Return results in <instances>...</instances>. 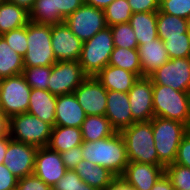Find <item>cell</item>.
<instances>
[{
	"instance_id": "obj_1",
	"label": "cell",
	"mask_w": 190,
	"mask_h": 190,
	"mask_svg": "<svg viewBox=\"0 0 190 190\" xmlns=\"http://www.w3.org/2000/svg\"><path fill=\"white\" fill-rule=\"evenodd\" d=\"M82 156L95 165L108 169L121 177L129 163L126 144L120 132L96 141L83 142Z\"/></svg>"
},
{
	"instance_id": "obj_2",
	"label": "cell",
	"mask_w": 190,
	"mask_h": 190,
	"mask_svg": "<svg viewBox=\"0 0 190 190\" xmlns=\"http://www.w3.org/2000/svg\"><path fill=\"white\" fill-rule=\"evenodd\" d=\"M151 124L159 165L165 168L174 163L180 142L190 128L177 120L161 117H154Z\"/></svg>"
},
{
	"instance_id": "obj_3",
	"label": "cell",
	"mask_w": 190,
	"mask_h": 190,
	"mask_svg": "<svg viewBox=\"0 0 190 190\" xmlns=\"http://www.w3.org/2000/svg\"><path fill=\"white\" fill-rule=\"evenodd\" d=\"M129 161L159 165L150 121L135 122L120 131Z\"/></svg>"
},
{
	"instance_id": "obj_4",
	"label": "cell",
	"mask_w": 190,
	"mask_h": 190,
	"mask_svg": "<svg viewBox=\"0 0 190 190\" xmlns=\"http://www.w3.org/2000/svg\"><path fill=\"white\" fill-rule=\"evenodd\" d=\"M154 117L177 120L190 128V93L153 85Z\"/></svg>"
},
{
	"instance_id": "obj_5",
	"label": "cell",
	"mask_w": 190,
	"mask_h": 190,
	"mask_svg": "<svg viewBox=\"0 0 190 190\" xmlns=\"http://www.w3.org/2000/svg\"><path fill=\"white\" fill-rule=\"evenodd\" d=\"M113 49V36L109 26L84 41L78 60L84 73L87 76H96L108 65Z\"/></svg>"
},
{
	"instance_id": "obj_6",
	"label": "cell",
	"mask_w": 190,
	"mask_h": 190,
	"mask_svg": "<svg viewBox=\"0 0 190 190\" xmlns=\"http://www.w3.org/2000/svg\"><path fill=\"white\" fill-rule=\"evenodd\" d=\"M27 45L24 67L52 66L57 62L52 50L51 25L30 21L27 24Z\"/></svg>"
},
{
	"instance_id": "obj_7",
	"label": "cell",
	"mask_w": 190,
	"mask_h": 190,
	"mask_svg": "<svg viewBox=\"0 0 190 190\" xmlns=\"http://www.w3.org/2000/svg\"><path fill=\"white\" fill-rule=\"evenodd\" d=\"M52 126L26 112L9 118V136L12 140L38 148L48 146Z\"/></svg>"
},
{
	"instance_id": "obj_8",
	"label": "cell",
	"mask_w": 190,
	"mask_h": 190,
	"mask_svg": "<svg viewBox=\"0 0 190 190\" xmlns=\"http://www.w3.org/2000/svg\"><path fill=\"white\" fill-rule=\"evenodd\" d=\"M31 89L22 74L0 79V111L8 118L26 113Z\"/></svg>"
},
{
	"instance_id": "obj_9",
	"label": "cell",
	"mask_w": 190,
	"mask_h": 190,
	"mask_svg": "<svg viewBox=\"0 0 190 190\" xmlns=\"http://www.w3.org/2000/svg\"><path fill=\"white\" fill-rule=\"evenodd\" d=\"M64 22L82 42L107 27L104 10L86 3L77 8Z\"/></svg>"
},
{
	"instance_id": "obj_10",
	"label": "cell",
	"mask_w": 190,
	"mask_h": 190,
	"mask_svg": "<svg viewBox=\"0 0 190 190\" xmlns=\"http://www.w3.org/2000/svg\"><path fill=\"white\" fill-rule=\"evenodd\" d=\"M87 77L79 61H57L51 66L48 91L55 96L71 94Z\"/></svg>"
},
{
	"instance_id": "obj_11",
	"label": "cell",
	"mask_w": 190,
	"mask_h": 190,
	"mask_svg": "<svg viewBox=\"0 0 190 190\" xmlns=\"http://www.w3.org/2000/svg\"><path fill=\"white\" fill-rule=\"evenodd\" d=\"M149 78L152 85H163L190 93V57L169 59Z\"/></svg>"
},
{
	"instance_id": "obj_12",
	"label": "cell",
	"mask_w": 190,
	"mask_h": 190,
	"mask_svg": "<svg viewBox=\"0 0 190 190\" xmlns=\"http://www.w3.org/2000/svg\"><path fill=\"white\" fill-rule=\"evenodd\" d=\"M107 92L95 76H88L73 93L87 116H105Z\"/></svg>"
},
{
	"instance_id": "obj_13",
	"label": "cell",
	"mask_w": 190,
	"mask_h": 190,
	"mask_svg": "<svg viewBox=\"0 0 190 190\" xmlns=\"http://www.w3.org/2000/svg\"><path fill=\"white\" fill-rule=\"evenodd\" d=\"M38 147L17 142L9 136L8 149L3 163L18 179L32 175Z\"/></svg>"
},
{
	"instance_id": "obj_14",
	"label": "cell",
	"mask_w": 190,
	"mask_h": 190,
	"mask_svg": "<svg viewBox=\"0 0 190 190\" xmlns=\"http://www.w3.org/2000/svg\"><path fill=\"white\" fill-rule=\"evenodd\" d=\"M51 43L56 61H78L83 42L65 22L51 25Z\"/></svg>"
},
{
	"instance_id": "obj_15",
	"label": "cell",
	"mask_w": 190,
	"mask_h": 190,
	"mask_svg": "<svg viewBox=\"0 0 190 190\" xmlns=\"http://www.w3.org/2000/svg\"><path fill=\"white\" fill-rule=\"evenodd\" d=\"M132 118L136 122L150 121L153 112V85L149 77H140L128 91Z\"/></svg>"
},
{
	"instance_id": "obj_16",
	"label": "cell",
	"mask_w": 190,
	"mask_h": 190,
	"mask_svg": "<svg viewBox=\"0 0 190 190\" xmlns=\"http://www.w3.org/2000/svg\"><path fill=\"white\" fill-rule=\"evenodd\" d=\"M66 171L67 168L59 152L48 146L38 148L33 172L35 176L53 188Z\"/></svg>"
},
{
	"instance_id": "obj_17",
	"label": "cell",
	"mask_w": 190,
	"mask_h": 190,
	"mask_svg": "<svg viewBox=\"0 0 190 190\" xmlns=\"http://www.w3.org/2000/svg\"><path fill=\"white\" fill-rule=\"evenodd\" d=\"M164 173L163 166L129 161L121 178L135 190H151Z\"/></svg>"
},
{
	"instance_id": "obj_18",
	"label": "cell",
	"mask_w": 190,
	"mask_h": 190,
	"mask_svg": "<svg viewBox=\"0 0 190 190\" xmlns=\"http://www.w3.org/2000/svg\"><path fill=\"white\" fill-rule=\"evenodd\" d=\"M105 116L111 126L118 132L135 123L136 121L131 114L128 93L108 91Z\"/></svg>"
},
{
	"instance_id": "obj_19",
	"label": "cell",
	"mask_w": 190,
	"mask_h": 190,
	"mask_svg": "<svg viewBox=\"0 0 190 190\" xmlns=\"http://www.w3.org/2000/svg\"><path fill=\"white\" fill-rule=\"evenodd\" d=\"M86 116L74 93L57 96L55 126L80 128Z\"/></svg>"
},
{
	"instance_id": "obj_20",
	"label": "cell",
	"mask_w": 190,
	"mask_h": 190,
	"mask_svg": "<svg viewBox=\"0 0 190 190\" xmlns=\"http://www.w3.org/2000/svg\"><path fill=\"white\" fill-rule=\"evenodd\" d=\"M137 51L142 68V77H149L169 60L164 43L159 38L138 46Z\"/></svg>"
},
{
	"instance_id": "obj_21",
	"label": "cell",
	"mask_w": 190,
	"mask_h": 190,
	"mask_svg": "<svg viewBox=\"0 0 190 190\" xmlns=\"http://www.w3.org/2000/svg\"><path fill=\"white\" fill-rule=\"evenodd\" d=\"M57 96L47 90L31 89L28 113L55 126Z\"/></svg>"
},
{
	"instance_id": "obj_22",
	"label": "cell",
	"mask_w": 190,
	"mask_h": 190,
	"mask_svg": "<svg viewBox=\"0 0 190 190\" xmlns=\"http://www.w3.org/2000/svg\"><path fill=\"white\" fill-rule=\"evenodd\" d=\"M107 91L128 93L138 76L130 71L112 65L105 66L96 76Z\"/></svg>"
},
{
	"instance_id": "obj_23",
	"label": "cell",
	"mask_w": 190,
	"mask_h": 190,
	"mask_svg": "<svg viewBox=\"0 0 190 190\" xmlns=\"http://www.w3.org/2000/svg\"><path fill=\"white\" fill-rule=\"evenodd\" d=\"M74 170L83 182L97 190H105L117 178L108 169L84 159Z\"/></svg>"
},
{
	"instance_id": "obj_24",
	"label": "cell",
	"mask_w": 190,
	"mask_h": 190,
	"mask_svg": "<svg viewBox=\"0 0 190 190\" xmlns=\"http://www.w3.org/2000/svg\"><path fill=\"white\" fill-rule=\"evenodd\" d=\"M138 42V46L158 38L157 12L133 13L129 21Z\"/></svg>"
},
{
	"instance_id": "obj_25",
	"label": "cell",
	"mask_w": 190,
	"mask_h": 190,
	"mask_svg": "<svg viewBox=\"0 0 190 190\" xmlns=\"http://www.w3.org/2000/svg\"><path fill=\"white\" fill-rule=\"evenodd\" d=\"M83 143L82 132L77 127L54 126L48 147L59 153L65 152Z\"/></svg>"
},
{
	"instance_id": "obj_26",
	"label": "cell",
	"mask_w": 190,
	"mask_h": 190,
	"mask_svg": "<svg viewBox=\"0 0 190 190\" xmlns=\"http://www.w3.org/2000/svg\"><path fill=\"white\" fill-rule=\"evenodd\" d=\"M29 22V12L25 8L7 0L0 5V35L23 27Z\"/></svg>"
},
{
	"instance_id": "obj_27",
	"label": "cell",
	"mask_w": 190,
	"mask_h": 190,
	"mask_svg": "<svg viewBox=\"0 0 190 190\" xmlns=\"http://www.w3.org/2000/svg\"><path fill=\"white\" fill-rule=\"evenodd\" d=\"M83 142L96 141L113 135L116 130L106 116H86L80 127Z\"/></svg>"
},
{
	"instance_id": "obj_28",
	"label": "cell",
	"mask_w": 190,
	"mask_h": 190,
	"mask_svg": "<svg viewBox=\"0 0 190 190\" xmlns=\"http://www.w3.org/2000/svg\"><path fill=\"white\" fill-rule=\"evenodd\" d=\"M23 69V57L0 35V79L22 74Z\"/></svg>"
},
{
	"instance_id": "obj_29",
	"label": "cell",
	"mask_w": 190,
	"mask_h": 190,
	"mask_svg": "<svg viewBox=\"0 0 190 190\" xmlns=\"http://www.w3.org/2000/svg\"><path fill=\"white\" fill-rule=\"evenodd\" d=\"M189 20L174 15L157 11L158 38L162 41L165 37L181 36L188 33Z\"/></svg>"
},
{
	"instance_id": "obj_30",
	"label": "cell",
	"mask_w": 190,
	"mask_h": 190,
	"mask_svg": "<svg viewBox=\"0 0 190 190\" xmlns=\"http://www.w3.org/2000/svg\"><path fill=\"white\" fill-rule=\"evenodd\" d=\"M108 65L130 71L139 78L142 77V68L137 49L114 47Z\"/></svg>"
},
{
	"instance_id": "obj_31",
	"label": "cell",
	"mask_w": 190,
	"mask_h": 190,
	"mask_svg": "<svg viewBox=\"0 0 190 190\" xmlns=\"http://www.w3.org/2000/svg\"><path fill=\"white\" fill-rule=\"evenodd\" d=\"M29 18L37 24L55 25L64 22L55 12L54 0H35Z\"/></svg>"
},
{
	"instance_id": "obj_32",
	"label": "cell",
	"mask_w": 190,
	"mask_h": 190,
	"mask_svg": "<svg viewBox=\"0 0 190 190\" xmlns=\"http://www.w3.org/2000/svg\"><path fill=\"white\" fill-rule=\"evenodd\" d=\"M104 10L107 26L128 23L133 11L127 0H114Z\"/></svg>"
},
{
	"instance_id": "obj_33",
	"label": "cell",
	"mask_w": 190,
	"mask_h": 190,
	"mask_svg": "<svg viewBox=\"0 0 190 190\" xmlns=\"http://www.w3.org/2000/svg\"><path fill=\"white\" fill-rule=\"evenodd\" d=\"M163 43L169 59L190 57L189 33H183L181 36L165 37Z\"/></svg>"
},
{
	"instance_id": "obj_34",
	"label": "cell",
	"mask_w": 190,
	"mask_h": 190,
	"mask_svg": "<svg viewBox=\"0 0 190 190\" xmlns=\"http://www.w3.org/2000/svg\"><path fill=\"white\" fill-rule=\"evenodd\" d=\"M51 66L24 67L22 75L32 89L48 91Z\"/></svg>"
},
{
	"instance_id": "obj_35",
	"label": "cell",
	"mask_w": 190,
	"mask_h": 190,
	"mask_svg": "<svg viewBox=\"0 0 190 190\" xmlns=\"http://www.w3.org/2000/svg\"><path fill=\"white\" fill-rule=\"evenodd\" d=\"M114 47L137 49L138 42L130 23H121L110 26Z\"/></svg>"
},
{
	"instance_id": "obj_36",
	"label": "cell",
	"mask_w": 190,
	"mask_h": 190,
	"mask_svg": "<svg viewBox=\"0 0 190 190\" xmlns=\"http://www.w3.org/2000/svg\"><path fill=\"white\" fill-rule=\"evenodd\" d=\"M165 174L175 190H190V168L180 164L165 167Z\"/></svg>"
},
{
	"instance_id": "obj_37",
	"label": "cell",
	"mask_w": 190,
	"mask_h": 190,
	"mask_svg": "<svg viewBox=\"0 0 190 190\" xmlns=\"http://www.w3.org/2000/svg\"><path fill=\"white\" fill-rule=\"evenodd\" d=\"M8 45L22 57L25 56L27 45V25L11 30L1 35Z\"/></svg>"
},
{
	"instance_id": "obj_38",
	"label": "cell",
	"mask_w": 190,
	"mask_h": 190,
	"mask_svg": "<svg viewBox=\"0 0 190 190\" xmlns=\"http://www.w3.org/2000/svg\"><path fill=\"white\" fill-rule=\"evenodd\" d=\"M159 10L190 20V0H160Z\"/></svg>"
},
{
	"instance_id": "obj_39",
	"label": "cell",
	"mask_w": 190,
	"mask_h": 190,
	"mask_svg": "<svg viewBox=\"0 0 190 190\" xmlns=\"http://www.w3.org/2000/svg\"><path fill=\"white\" fill-rule=\"evenodd\" d=\"M83 181L75 170H67L65 175L54 185L53 190H78Z\"/></svg>"
},
{
	"instance_id": "obj_40",
	"label": "cell",
	"mask_w": 190,
	"mask_h": 190,
	"mask_svg": "<svg viewBox=\"0 0 190 190\" xmlns=\"http://www.w3.org/2000/svg\"><path fill=\"white\" fill-rule=\"evenodd\" d=\"M16 190H53L34 174L18 179Z\"/></svg>"
},
{
	"instance_id": "obj_41",
	"label": "cell",
	"mask_w": 190,
	"mask_h": 190,
	"mask_svg": "<svg viewBox=\"0 0 190 190\" xmlns=\"http://www.w3.org/2000/svg\"><path fill=\"white\" fill-rule=\"evenodd\" d=\"M55 12L63 20L79 8L84 0H54Z\"/></svg>"
},
{
	"instance_id": "obj_42",
	"label": "cell",
	"mask_w": 190,
	"mask_h": 190,
	"mask_svg": "<svg viewBox=\"0 0 190 190\" xmlns=\"http://www.w3.org/2000/svg\"><path fill=\"white\" fill-rule=\"evenodd\" d=\"M174 164L190 168V130L180 142Z\"/></svg>"
},
{
	"instance_id": "obj_43",
	"label": "cell",
	"mask_w": 190,
	"mask_h": 190,
	"mask_svg": "<svg viewBox=\"0 0 190 190\" xmlns=\"http://www.w3.org/2000/svg\"><path fill=\"white\" fill-rule=\"evenodd\" d=\"M60 154L67 170H74L77 164L83 160L81 145Z\"/></svg>"
},
{
	"instance_id": "obj_44",
	"label": "cell",
	"mask_w": 190,
	"mask_h": 190,
	"mask_svg": "<svg viewBox=\"0 0 190 190\" xmlns=\"http://www.w3.org/2000/svg\"><path fill=\"white\" fill-rule=\"evenodd\" d=\"M133 13L157 12L160 0H127Z\"/></svg>"
},
{
	"instance_id": "obj_45",
	"label": "cell",
	"mask_w": 190,
	"mask_h": 190,
	"mask_svg": "<svg viewBox=\"0 0 190 190\" xmlns=\"http://www.w3.org/2000/svg\"><path fill=\"white\" fill-rule=\"evenodd\" d=\"M18 178L5 166L0 164V190H16Z\"/></svg>"
},
{
	"instance_id": "obj_46",
	"label": "cell",
	"mask_w": 190,
	"mask_h": 190,
	"mask_svg": "<svg viewBox=\"0 0 190 190\" xmlns=\"http://www.w3.org/2000/svg\"><path fill=\"white\" fill-rule=\"evenodd\" d=\"M151 190H175L170 179L164 173L154 184Z\"/></svg>"
},
{
	"instance_id": "obj_47",
	"label": "cell",
	"mask_w": 190,
	"mask_h": 190,
	"mask_svg": "<svg viewBox=\"0 0 190 190\" xmlns=\"http://www.w3.org/2000/svg\"><path fill=\"white\" fill-rule=\"evenodd\" d=\"M105 190H135L128 185L121 177H117Z\"/></svg>"
},
{
	"instance_id": "obj_48",
	"label": "cell",
	"mask_w": 190,
	"mask_h": 190,
	"mask_svg": "<svg viewBox=\"0 0 190 190\" xmlns=\"http://www.w3.org/2000/svg\"><path fill=\"white\" fill-rule=\"evenodd\" d=\"M9 135V118L0 111V138Z\"/></svg>"
},
{
	"instance_id": "obj_49",
	"label": "cell",
	"mask_w": 190,
	"mask_h": 190,
	"mask_svg": "<svg viewBox=\"0 0 190 190\" xmlns=\"http://www.w3.org/2000/svg\"><path fill=\"white\" fill-rule=\"evenodd\" d=\"M114 0H84V3L94 6L95 8L104 9Z\"/></svg>"
},
{
	"instance_id": "obj_50",
	"label": "cell",
	"mask_w": 190,
	"mask_h": 190,
	"mask_svg": "<svg viewBox=\"0 0 190 190\" xmlns=\"http://www.w3.org/2000/svg\"><path fill=\"white\" fill-rule=\"evenodd\" d=\"M8 144H9V135L0 138V164H3V160L8 149Z\"/></svg>"
},
{
	"instance_id": "obj_51",
	"label": "cell",
	"mask_w": 190,
	"mask_h": 190,
	"mask_svg": "<svg viewBox=\"0 0 190 190\" xmlns=\"http://www.w3.org/2000/svg\"><path fill=\"white\" fill-rule=\"evenodd\" d=\"M10 3H14L22 8H25L28 12L33 8L35 0H7Z\"/></svg>"
},
{
	"instance_id": "obj_52",
	"label": "cell",
	"mask_w": 190,
	"mask_h": 190,
	"mask_svg": "<svg viewBox=\"0 0 190 190\" xmlns=\"http://www.w3.org/2000/svg\"><path fill=\"white\" fill-rule=\"evenodd\" d=\"M78 190H97V189L91 187L90 185L86 184L85 182H82L81 184H79Z\"/></svg>"
},
{
	"instance_id": "obj_53",
	"label": "cell",
	"mask_w": 190,
	"mask_h": 190,
	"mask_svg": "<svg viewBox=\"0 0 190 190\" xmlns=\"http://www.w3.org/2000/svg\"><path fill=\"white\" fill-rule=\"evenodd\" d=\"M188 33H189V36H190V20H189V26H188Z\"/></svg>"
},
{
	"instance_id": "obj_54",
	"label": "cell",
	"mask_w": 190,
	"mask_h": 190,
	"mask_svg": "<svg viewBox=\"0 0 190 190\" xmlns=\"http://www.w3.org/2000/svg\"><path fill=\"white\" fill-rule=\"evenodd\" d=\"M6 0H0V5H2Z\"/></svg>"
}]
</instances>
